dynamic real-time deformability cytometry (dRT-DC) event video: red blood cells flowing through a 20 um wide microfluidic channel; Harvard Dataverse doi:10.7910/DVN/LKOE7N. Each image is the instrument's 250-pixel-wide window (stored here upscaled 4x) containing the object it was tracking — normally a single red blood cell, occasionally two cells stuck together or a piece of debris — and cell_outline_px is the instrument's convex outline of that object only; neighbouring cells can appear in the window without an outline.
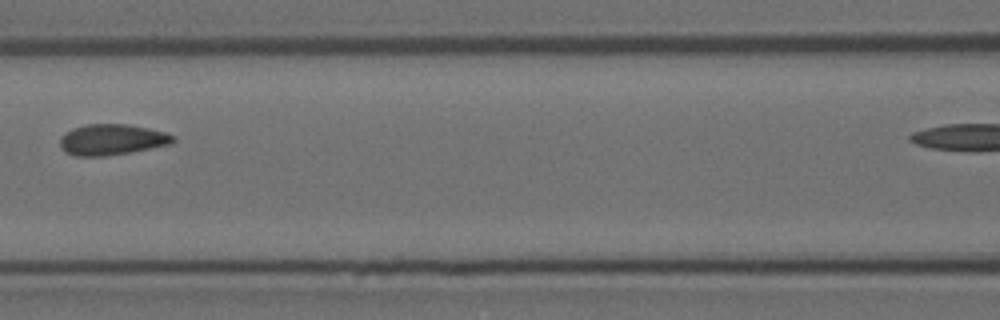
{"species": "Egyptian fruit bat (a non-hibernating species)", "species_latin": "Rousettus aegyptiacus", "temperature_condition": "room temperature", "stored_images_in_passage": 9, "camera_frame_rate_fps": 3000, "um_per_image_px": 0.085, "animal": {"sex": "female"}, "frame": {"image": 1, "passage_image": 6, "time_ms": 1.667, "image_size_px": [1000, 320], "cell_outline_px": [[176, 140], [172, 144], [128, 152], [104, 156], [76, 156], [68, 152], [60, 144], [60, 136], [64, 132], [72, 128], [84, 124], [128, 124], [148, 128], [164, 132], [176, 136]], "centroid_in_image_um": [9.52, 11.85], "position_along_channel_um": 157.1, "area_um2": 20.29}}
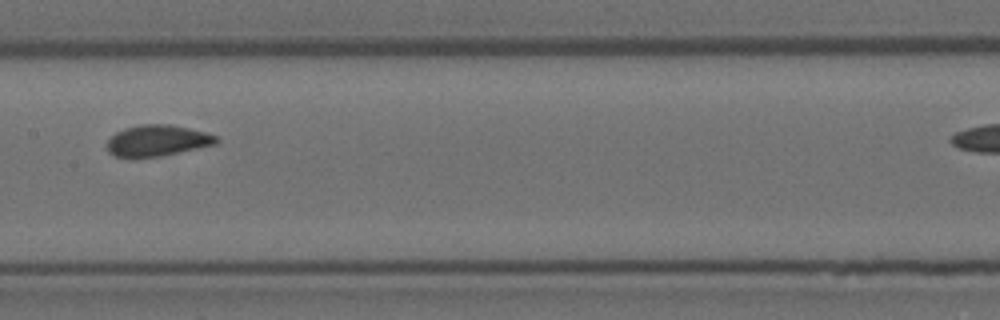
{"frame": {"image": 2, "passage_image": 7, "time_ms": 2.0, "image_size_px": [1000, 320], "cell_outline_px": [[220, 140], [216, 144], [156, 156], [116, 156], [108, 152], [108, 140], [116, 132], [124, 128], [140, 124], [168, 124], [188, 128], [204, 132], [216, 136]], "centroid_in_image_um": [13.37, 11.92], "position_along_channel_um": 194.0, "area_um2": 19.25}}